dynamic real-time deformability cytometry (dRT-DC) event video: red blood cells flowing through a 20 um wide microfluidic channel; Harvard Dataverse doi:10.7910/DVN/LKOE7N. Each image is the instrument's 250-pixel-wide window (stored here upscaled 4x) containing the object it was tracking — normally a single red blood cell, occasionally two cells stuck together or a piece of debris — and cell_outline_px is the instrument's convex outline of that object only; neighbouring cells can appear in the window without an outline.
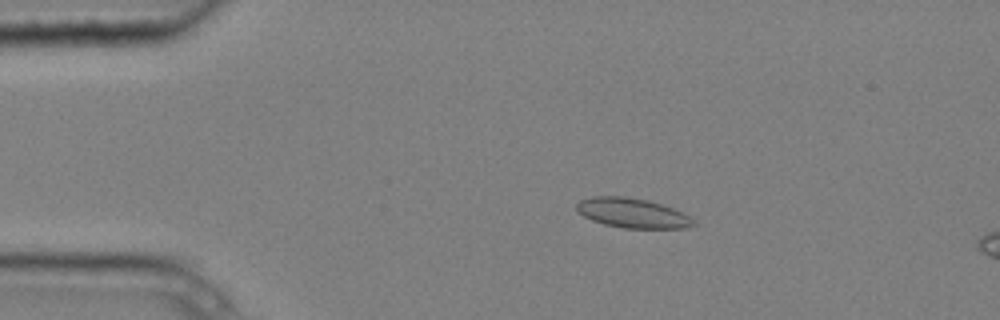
{"species": "common noctule bat (a hibernating species)", "species_latin": "Nyctalus noctula", "temperature_condition": "cold", "stored_images_in_passage": 10, "camera_frame_rate_fps": 3000, "um_per_image_px": 0.085, "animal": {"sex": "male", "body_mass_g": 20.4}, "frame": {"image": 1, "passage_image": 4, "time_ms": 1.0, "image_size_px": [1000, 320], "cell_outline_px": [[696, 224], [688, 228], [624, 228], [604, 224], [592, 220], [576, 212], [576, 204], [580, 200], [592, 196], [628, 196], [648, 200], [672, 208], [696, 220]], "centroid_in_image_um": [53.73, 18.1], "position_along_channel_um": 31.3, "area_um2": 20.29}}
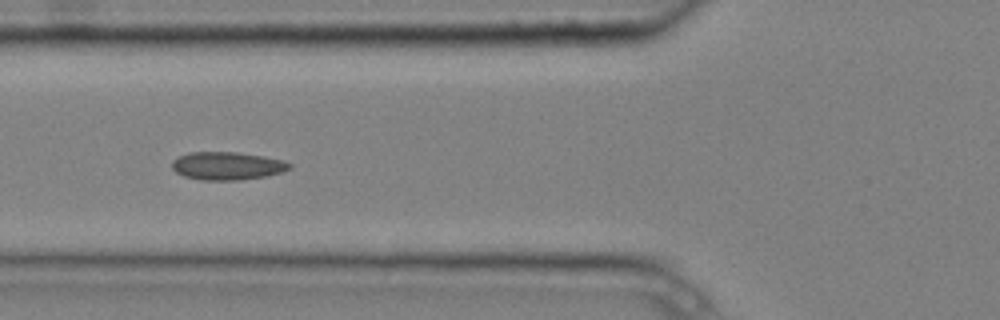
{"frame": {"image": 2, "passage_image": 7, "time_ms": 2.0, "image_size_px": [1000, 320], "cell_outline_px": [[292, 168], [284, 172], [264, 176], [240, 180], [204, 180], [184, 176], [176, 172], [172, 168], [172, 160], [188, 152], [236, 152], [264, 156], [284, 160], [292, 164]], "centroid_in_image_um": [19.34, 14.09], "position_along_channel_um": 106.5, "area_um2": 19.25}}
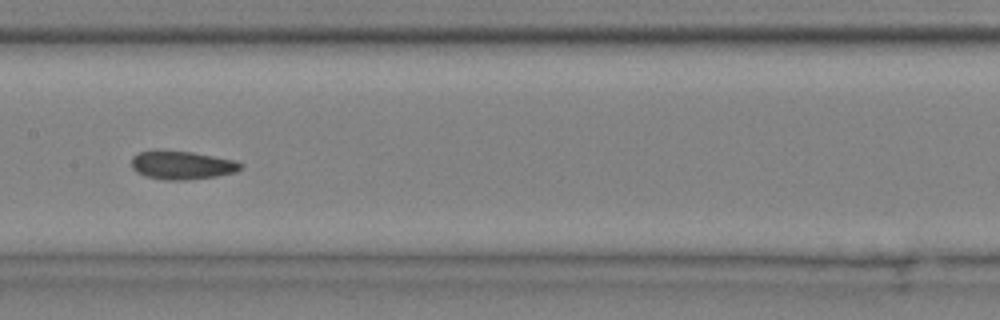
{"frame": {"image": 3, "passage_image": 9, "time_ms": 2.667, "image_size_px": [1000, 320], "cell_outline_px": [[244, 164], [236, 172], [216, 176], [184, 180], [164, 180], [144, 176], [136, 172], [132, 168], [132, 156], [140, 152], [156, 148], [192, 152], [236, 160]], "centroid_in_image_um": [15.43, 14.01], "position_along_channel_um": 192.0, "area_um2": 18.5}}